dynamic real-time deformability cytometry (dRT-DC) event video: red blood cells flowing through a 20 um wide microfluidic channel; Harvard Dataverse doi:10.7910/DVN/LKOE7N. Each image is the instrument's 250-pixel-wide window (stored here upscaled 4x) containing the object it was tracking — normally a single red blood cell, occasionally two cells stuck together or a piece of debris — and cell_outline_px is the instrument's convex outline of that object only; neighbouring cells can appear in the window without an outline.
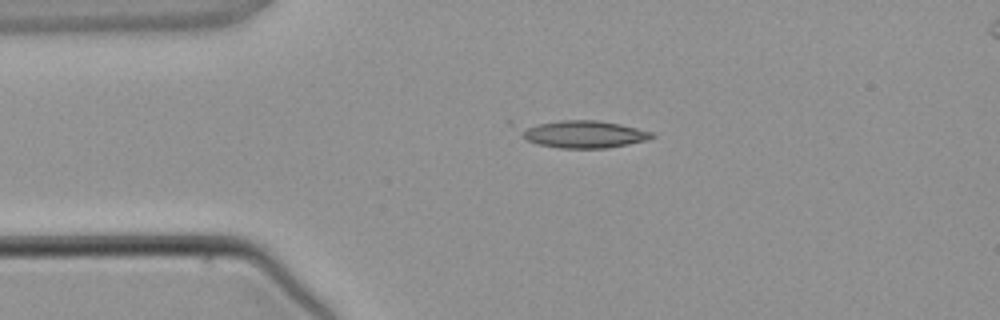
{"species": "common noctule bat (a hibernating species)", "species_latin": "Nyctalus noctula", "temperature_condition": "warm", "stored_images_in_passage": 3, "camera_frame_rate_fps": 3000, "um_per_image_px": 0.085, "animal": {"sex": "male", "body_mass_g": 21.5, "forearm_length_mm": 52.0}, "frame": {"image": 1, "passage_image": 1, "time_ms": 0.0, "image_size_px": [1000, 320], "cell_outline_px": [[656, 136], [648, 140], [608, 148], [560, 148], [536, 144], [528, 140], [524, 136], [524, 132], [528, 128], [536, 124], [560, 120], [596, 120], [620, 124], [652, 132]], "centroid_in_image_um": [49.73, 11.42], "position_along_channel_um": 35.3, "area_um2": 20.4}}
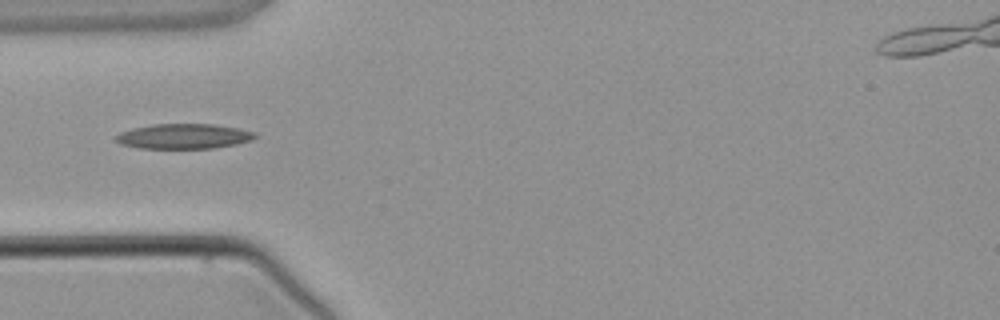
{"frame": {"image": 2, "passage_image": 2, "time_ms": 1.333, "image_size_px": [1000, 320], "cell_outline_px": [[256, 136], [252, 140], [236, 144], [212, 148], [140, 148], [120, 144], [116, 140], [116, 136], [120, 132], [132, 128], [152, 124], [212, 124], [236, 128], [256, 132]], "centroid_in_image_um": [15.6, 11.58], "position_along_channel_um": 69.4, "area_um2": 20.17}}
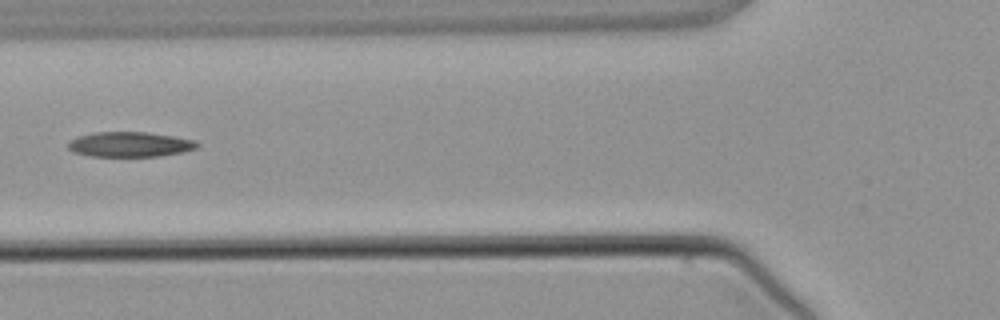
{"frame": {"image": 3, "passage_image": 3, "time_ms": 2.333, "image_size_px": [1000, 320], "cell_outline_px": [[200, 144], [196, 148], [184, 152], [160, 156], [92, 156], [72, 152], [68, 148], [68, 140], [76, 136], [92, 132], [148, 132], [196, 140]], "centroid_in_image_um": [11.01, 12.26], "position_along_channel_um": 114.8, "area_um2": 19.02}}